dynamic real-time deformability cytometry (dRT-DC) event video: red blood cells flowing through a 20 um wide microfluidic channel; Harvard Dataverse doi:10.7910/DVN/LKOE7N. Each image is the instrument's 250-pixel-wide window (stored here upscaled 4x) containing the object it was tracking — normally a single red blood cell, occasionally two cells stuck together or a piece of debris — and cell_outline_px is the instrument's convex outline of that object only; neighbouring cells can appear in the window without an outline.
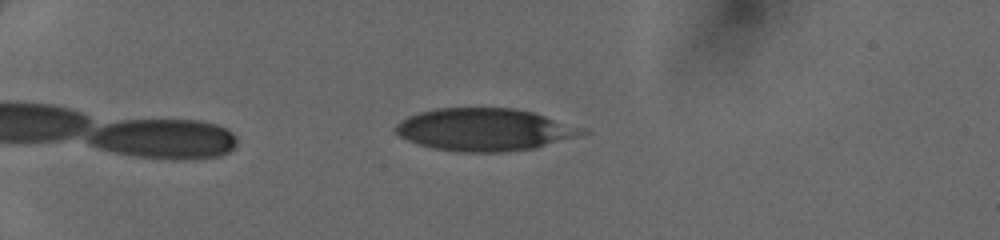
{"species": "human", "species_latin": "Homo sapiens", "temperature_condition": "cold", "stored_images_in_passage": 40, "camera_frame_rate_fps": 3000, "um_per_image_px": 0.085, "donor": {"sex": "female"}, "frame": {"image": 1, "passage_image": 9, "time_ms": 2.667, "image_size_px": [1000, 240], "cell_outline_px": [[588, 132], [576, 136], [536, 148], [500, 152], [456, 152], [432, 148], [416, 144], [400, 136], [396, 132], [396, 124], [408, 116], [420, 112], [436, 108], [516, 108], [532, 112], [580, 128]], "centroid_in_image_um": [41.1, 11.02], "position_along_channel_um": 43.9, "area_um2": 45.66}}
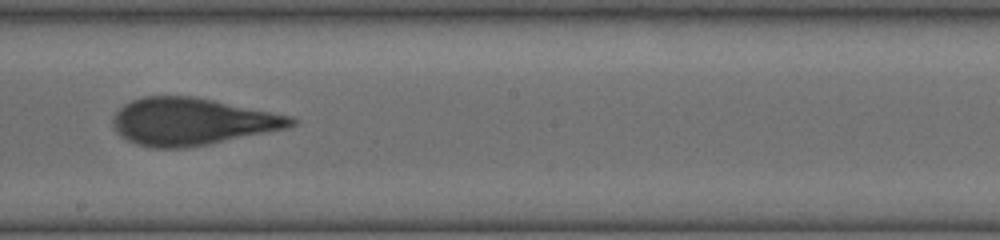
{"frame": {"image": 2, "passage_image": 26, "time_ms": 8.333, "image_size_px": [1000, 240], "cell_outline_px": [[296, 124], [284, 128], [208, 144], [184, 148], [152, 148], [136, 144], [120, 136], [112, 124], [112, 120], [116, 112], [124, 104], [132, 100], [144, 96], [196, 96], [292, 116], [296, 120]], "centroid_in_image_um": [16.27, 10.32], "position_along_channel_um": 231.9, "area_um2": 48.73}}
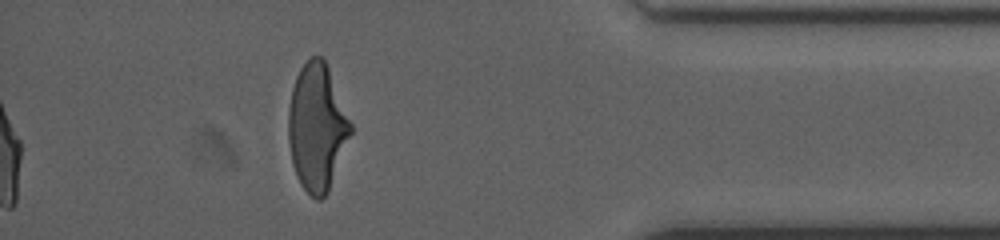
{"frame": {"image": 3, "passage_image": 40, "time_ms": 13.0, "image_size_px": [1000, 240], "cell_outline_px": [[352, 132], [328, 192], [320, 200], [316, 200], [300, 184], [292, 164], [288, 140], [288, 108], [292, 88], [296, 76], [300, 68], [312, 56], [320, 56], [324, 60], [328, 68], [352, 124]], "centroid_in_image_um": [26.93, 10.83], "position_along_channel_um": 408.3, "area_um2": 45.78}}